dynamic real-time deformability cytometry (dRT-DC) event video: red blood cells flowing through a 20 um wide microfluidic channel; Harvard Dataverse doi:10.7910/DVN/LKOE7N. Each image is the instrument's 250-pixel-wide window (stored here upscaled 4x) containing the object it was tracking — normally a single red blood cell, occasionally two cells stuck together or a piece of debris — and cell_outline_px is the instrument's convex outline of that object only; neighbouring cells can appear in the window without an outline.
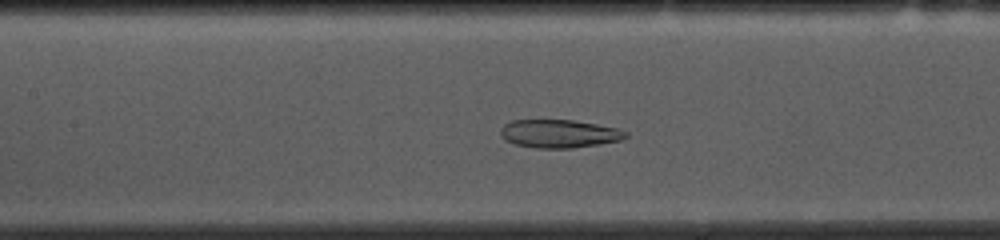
{"species": "common noctule bat (a hibernating species)", "species_latin": "Nyctalus noctula", "temperature_condition": "cold", "stored_images_in_passage": 53, "camera_frame_rate_fps": 3000, "um_per_image_px": 0.085, "animal": {"sex": "female", "body_mass_g": 10.0, "forearm_length_mm": 53.1}, "frame": {"image": 1, "passage_image": 23, "time_ms": 7.333, "image_size_px": [1000, 240], "cell_outline_px": [[628, 136], [624, 140], [600, 144], [572, 148], [536, 148], [516, 144], [504, 140], [500, 136], [500, 132], [504, 124], [512, 120], [572, 120], [596, 124], [616, 128], [628, 132]], "centroid_in_image_um": [47.54, 11.37], "position_along_channel_um": 159.9, "area_um2": 20.63}}
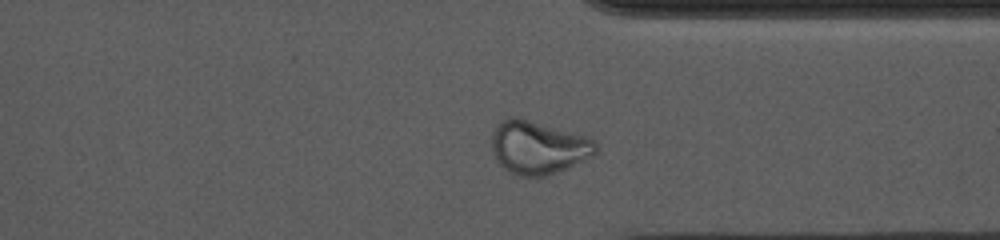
{"frame": {"image": 2, "passage_image": 40, "time_ms": 13.0, "image_size_px": [1000, 240], "cell_outline_px": [[596, 152], [592, 156], [556, 172], [544, 176], [520, 176], [508, 172], [496, 160], [492, 152], [492, 136], [496, 124], [512, 116], [520, 116], [584, 136], [596, 140]], "centroid_in_image_um": [45.71, 12.51], "position_along_channel_um": 365.7, "area_um2": 32.14}}
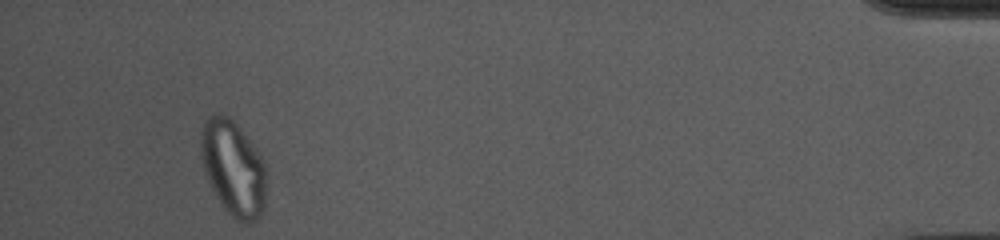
{"frame": {"image": 3, "passage_image": 50, "time_ms": 16.333, "image_size_px": [1000, 240], "cell_outline_px": [[268, 176], [264, 208], [260, 216], [256, 220], [248, 224], [244, 224], [236, 220], [220, 204], [208, 180], [200, 156], [200, 132], [204, 120], [208, 116], [228, 116], [240, 128], [256, 148], [264, 164]], "centroid_in_image_um": [19.84, 14.33], "position_along_channel_um": 415.4, "area_um2": 36.7}, "authors_computed_cell_mechanics": {"area_um2": 27.3972, "velocity_mm_per_s": 3.6624, "shape_relaxation_time_tau1_ms": null, "shape_relaxation_time_tau2_ms": 2.2696, "deformation_change_tau1": null, "deformation_change_tau2": 0.0758}}